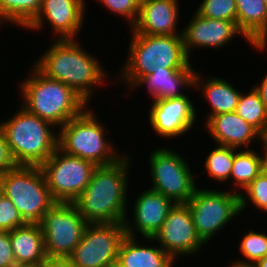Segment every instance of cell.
Here are the masks:
<instances>
[{"label":"cell","mask_w":267,"mask_h":267,"mask_svg":"<svg viewBox=\"0 0 267 267\" xmlns=\"http://www.w3.org/2000/svg\"><path fill=\"white\" fill-rule=\"evenodd\" d=\"M133 160L126 153L115 164L97 166L93 171L87 187L72 202L88 223H124L129 213V170Z\"/></svg>","instance_id":"cell-1"},{"label":"cell","mask_w":267,"mask_h":267,"mask_svg":"<svg viewBox=\"0 0 267 267\" xmlns=\"http://www.w3.org/2000/svg\"><path fill=\"white\" fill-rule=\"evenodd\" d=\"M53 40L33 65L46 77L73 88L90 104L96 97V87L110 82L111 78L107 80L109 73L96 55L77 42L78 39Z\"/></svg>","instance_id":"cell-2"},{"label":"cell","mask_w":267,"mask_h":267,"mask_svg":"<svg viewBox=\"0 0 267 267\" xmlns=\"http://www.w3.org/2000/svg\"><path fill=\"white\" fill-rule=\"evenodd\" d=\"M31 65L28 76L19 81L18 87L22 98L19 99V105L29 113L48 121L59 130L89 107V103L73 88L46 77Z\"/></svg>","instance_id":"cell-3"},{"label":"cell","mask_w":267,"mask_h":267,"mask_svg":"<svg viewBox=\"0 0 267 267\" xmlns=\"http://www.w3.org/2000/svg\"><path fill=\"white\" fill-rule=\"evenodd\" d=\"M17 111L0 122L13 160L16 165L41 166L58 147V129L21 105Z\"/></svg>","instance_id":"cell-4"},{"label":"cell","mask_w":267,"mask_h":267,"mask_svg":"<svg viewBox=\"0 0 267 267\" xmlns=\"http://www.w3.org/2000/svg\"><path fill=\"white\" fill-rule=\"evenodd\" d=\"M97 117L94 109L88 107L82 114L70 119L58 130V147L96 166L115 164L126 152L121 153L108 139L110 131Z\"/></svg>","instance_id":"cell-5"},{"label":"cell","mask_w":267,"mask_h":267,"mask_svg":"<svg viewBox=\"0 0 267 267\" xmlns=\"http://www.w3.org/2000/svg\"><path fill=\"white\" fill-rule=\"evenodd\" d=\"M0 189L27 223H39L56 203L40 166L17 165L7 170L0 175Z\"/></svg>","instance_id":"cell-6"},{"label":"cell","mask_w":267,"mask_h":267,"mask_svg":"<svg viewBox=\"0 0 267 267\" xmlns=\"http://www.w3.org/2000/svg\"><path fill=\"white\" fill-rule=\"evenodd\" d=\"M208 188L200 185L187 203L196 234L205 245L241 214L240 194L233 192V187L231 191Z\"/></svg>","instance_id":"cell-7"},{"label":"cell","mask_w":267,"mask_h":267,"mask_svg":"<svg viewBox=\"0 0 267 267\" xmlns=\"http://www.w3.org/2000/svg\"><path fill=\"white\" fill-rule=\"evenodd\" d=\"M160 147L148 155L150 189L171 199L175 204L188 203L199 187L198 178L188 161L175 149ZM192 170V171H191Z\"/></svg>","instance_id":"cell-8"},{"label":"cell","mask_w":267,"mask_h":267,"mask_svg":"<svg viewBox=\"0 0 267 267\" xmlns=\"http://www.w3.org/2000/svg\"><path fill=\"white\" fill-rule=\"evenodd\" d=\"M40 168L53 199L72 203L87 187L97 166L57 147Z\"/></svg>","instance_id":"cell-9"},{"label":"cell","mask_w":267,"mask_h":267,"mask_svg":"<svg viewBox=\"0 0 267 267\" xmlns=\"http://www.w3.org/2000/svg\"><path fill=\"white\" fill-rule=\"evenodd\" d=\"M38 224L47 257L68 258L80 243L88 222L73 203L56 202Z\"/></svg>","instance_id":"cell-10"},{"label":"cell","mask_w":267,"mask_h":267,"mask_svg":"<svg viewBox=\"0 0 267 267\" xmlns=\"http://www.w3.org/2000/svg\"><path fill=\"white\" fill-rule=\"evenodd\" d=\"M125 236L124 223H88L80 243L68 258L75 267H107L117 262Z\"/></svg>","instance_id":"cell-11"},{"label":"cell","mask_w":267,"mask_h":267,"mask_svg":"<svg viewBox=\"0 0 267 267\" xmlns=\"http://www.w3.org/2000/svg\"><path fill=\"white\" fill-rule=\"evenodd\" d=\"M155 242L176 260L192 256L205 248L196 234L193 218L187 203H177L169 211L166 220L153 237ZM182 256V257H181Z\"/></svg>","instance_id":"cell-12"},{"label":"cell","mask_w":267,"mask_h":267,"mask_svg":"<svg viewBox=\"0 0 267 267\" xmlns=\"http://www.w3.org/2000/svg\"><path fill=\"white\" fill-rule=\"evenodd\" d=\"M86 5L85 0H42L38 14L24 30L39 33L47 23L55 39H77L86 21Z\"/></svg>","instance_id":"cell-13"},{"label":"cell","mask_w":267,"mask_h":267,"mask_svg":"<svg viewBox=\"0 0 267 267\" xmlns=\"http://www.w3.org/2000/svg\"><path fill=\"white\" fill-rule=\"evenodd\" d=\"M189 94L174 99H154L150 102V110L147 111L148 124L159 138H185L186 133L192 131V128L195 129V126L197 128L198 108H195L194 100H191Z\"/></svg>","instance_id":"cell-14"},{"label":"cell","mask_w":267,"mask_h":267,"mask_svg":"<svg viewBox=\"0 0 267 267\" xmlns=\"http://www.w3.org/2000/svg\"><path fill=\"white\" fill-rule=\"evenodd\" d=\"M190 21L182 28V38L186 54L192 59L196 49H214L222 50L224 46L233 41L234 38H244L251 48L255 46L245 37V35L237 28V25L232 21L215 20L200 16L196 12L192 13ZM238 36V37H236Z\"/></svg>","instance_id":"cell-15"},{"label":"cell","mask_w":267,"mask_h":267,"mask_svg":"<svg viewBox=\"0 0 267 267\" xmlns=\"http://www.w3.org/2000/svg\"><path fill=\"white\" fill-rule=\"evenodd\" d=\"M132 219L126 216L124 225L126 235L140 238H153L159 231L175 203L150 188L142 190L133 201ZM139 233V234H138ZM137 234V235H136Z\"/></svg>","instance_id":"cell-16"},{"label":"cell","mask_w":267,"mask_h":267,"mask_svg":"<svg viewBox=\"0 0 267 267\" xmlns=\"http://www.w3.org/2000/svg\"><path fill=\"white\" fill-rule=\"evenodd\" d=\"M203 125L216 145L250 149L253 142L257 141L259 147L266 142V138L235 111L210 117Z\"/></svg>","instance_id":"cell-17"},{"label":"cell","mask_w":267,"mask_h":267,"mask_svg":"<svg viewBox=\"0 0 267 267\" xmlns=\"http://www.w3.org/2000/svg\"><path fill=\"white\" fill-rule=\"evenodd\" d=\"M180 0H144L140 3L139 16L129 29L145 35H182L178 29ZM180 7V8H179ZM181 30V31H180Z\"/></svg>","instance_id":"cell-18"},{"label":"cell","mask_w":267,"mask_h":267,"mask_svg":"<svg viewBox=\"0 0 267 267\" xmlns=\"http://www.w3.org/2000/svg\"><path fill=\"white\" fill-rule=\"evenodd\" d=\"M196 69H168L155 67L149 74L142 77L131 89L128 95L134 90L142 87L147 89L151 100H166L182 97L187 93L184 90H194V77ZM182 91V92H181Z\"/></svg>","instance_id":"cell-19"},{"label":"cell","mask_w":267,"mask_h":267,"mask_svg":"<svg viewBox=\"0 0 267 267\" xmlns=\"http://www.w3.org/2000/svg\"><path fill=\"white\" fill-rule=\"evenodd\" d=\"M130 43L125 63L120 67L119 75L113 77L116 81L124 83L130 89L146 74H149L153 65L152 35L138 34L130 30Z\"/></svg>","instance_id":"cell-20"},{"label":"cell","mask_w":267,"mask_h":267,"mask_svg":"<svg viewBox=\"0 0 267 267\" xmlns=\"http://www.w3.org/2000/svg\"><path fill=\"white\" fill-rule=\"evenodd\" d=\"M218 76H208V78L196 71L194 77V92H198L205 98L210 106L209 112L205 115L203 124L215 115L236 111L237 104L242 91L236 85ZM234 85V86H233ZM197 90V91H196Z\"/></svg>","instance_id":"cell-21"},{"label":"cell","mask_w":267,"mask_h":267,"mask_svg":"<svg viewBox=\"0 0 267 267\" xmlns=\"http://www.w3.org/2000/svg\"><path fill=\"white\" fill-rule=\"evenodd\" d=\"M138 239L140 237L126 235L122 240L117 256V263L121 267H173L177 263V260L167 254L153 238H142L141 241L145 244ZM146 243L156 245L150 246Z\"/></svg>","instance_id":"cell-22"},{"label":"cell","mask_w":267,"mask_h":267,"mask_svg":"<svg viewBox=\"0 0 267 267\" xmlns=\"http://www.w3.org/2000/svg\"><path fill=\"white\" fill-rule=\"evenodd\" d=\"M237 28L255 46L267 48V8L264 0H235Z\"/></svg>","instance_id":"cell-23"},{"label":"cell","mask_w":267,"mask_h":267,"mask_svg":"<svg viewBox=\"0 0 267 267\" xmlns=\"http://www.w3.org/2000/svg\"><path fill=\"white\" fill-rule=\"evenodd\" d=\"M16 263L42 264L47 258L44 236L38 223H27L10 231Z\"/></svg>","instance_id":"cell-24"},{"label":"cell","mask_w":267,"mask_h":267,"mask_svg":"<svg viewBox=\"0 0 267 267\" xmlns=\"http://www.w3.org/2000/svg\"><path fill=\"white\" fill-rule=\"evenodd\" d=\"M153 65L168 69H190L182 35H152Z\"/></svg>","instance_id":"cell-25"},{"label":"cell","mask_w":267,"mask_h":267,"mask_svg":"<svg viewBox=\"0 0 267 267\" xmlns=\"http://www.w3.org/2000/svg\"><path fill=\"white\" fill-rule=\"evenodd\" d=\"M259 154L254 149L234 148V160L230 174V184H234L235 193L241 194L264 169V145ZM239 190H238V189Z\"/></svg>","instance_id":"cell-26"},{"label":"cell","mask_w":267,"mask_h":267,"mask_svg":"<svg viewBox=\"0 0 267 267\" xmlns=\"http://www.w3.org/2000/svg\"><path fill=\"white\" fill-rule=\"evenodd\" d=\"M42 0H0V25L25 28L38 14Z\"/></svg>","instance_id":"cell-27"},{"label":"cell","mask_w":267,"mask_h":267,"mask_svg":"<svg viewBox=\"0 0 267 267\" xmlns=\"http://www.w3.org/2000/svg\"><path fill=\"white\" fill-rule=\"evenodd\" d=\"M235 112L267 138V111L253 87L241 92Z\"/></svg>","instance_id":"cell-28"},{"label":"cell","mask_w":267,"mask_h":267,"mask_svg":"<svg viewBox=\"0 0 267 267\" xmlns=\"http://www.w3.org/2000/svg\"><path fill=\"white\" fill-rule=\"evenodd\" d=\"M204 172L211 179L221 184H229L232 164L234 160V147L217 145L208 152L204 158Z\"/></svg>","instance_id":"cell-29"},{"label":"cell","mask_w":267,"mask_h":267,"mask_svg":"<svg viewBox=\"0 0 267 267\" xmlns=\"http://www.w3.org/2000/svg\"><path fill=\"white\" fill-rule=\"evenodd\" d=\"M246 231L242 233L239 239L238 252L244 259H235L227 265H255L260 259L267 255V233L256 230ZM244 235V236H243Z\"/></svg>","instance_id":"cell-30"},{"label":"cell","mask_w":267,"mask_h":267,"mask_svg":"<svg viewBox=\"0 0 267 267\" xmlns=\"http://www.w3.org/2000/svg\"><path fill=\"white\" fill-rule=\"evenodd\" d=\"M248 204L262 212L261 214L267 213V171L265 169L240 194L241 213L246 212Z\"/></svg>","instance_id":"cell-31"},{"label":"cell","mask_w":267,"mask_h":267,"mask_svg":"<svg viewBox=\"0 0 267 267\" xmlns=\"http://www.w3.org/2000/svg\"><path fill=\"white\" fill-rule=\"evenodd\" d=\"M195 12L205 18L232 21L237 25L235 0H202Z\"/></svg>","instance_id":"cell-32"},{"label":"cell","mask_w":267,"mask_h":267,"mask_svg":"<svg viewBox=\"0 0 267 267\" xmlns=\"http://www.w3.org/2000/svg\"><path fill=\"white\" fill-rule=\"evenodd\" d=\"M102 3L111 14L120 15L126 20L125 24L131 28L139 16L140 2L137 0H97Z\"/></svg>","instance_id":"cell-33"},{"label":"cell","mask_w":267,"mask_h":267,"mask_svg":"<svg viewBox=\"0 0 267 267\" xmlns=\"http://www.w3.org/2000/svg\"><path fill=\"white\" fill-rule=\"evenodd\" d=\"M27 222L10 199L0 194V231H12Z\"/></svg>","instance_id":"cell-34"},{"label":"cell","mask_w":267,"mask_h":267,"mask_svg":"<svg viewBox=\"0 0 267 267\" xmlns=\"http://www.w3.org/2000/svg\"><path fill=\"white\" fill-rule=\"evenodd\" d=\"M15 263L10 231H0V267H12Z\"/></svg>","instance_id":"cell-35"},{"label":"cell","mask_w":267,"mask_h":267,"mask_svg":"<svg viewBox=\"0 0 267 267\" xmlns=\"http://www.w3.org/2000/svg\"><path fill=\"white\" fill-rule=\"evenodd\" d=\"M16 166L17 165L10 153L4 133L0 127V175Z\"/></svg>","instance_id":"cell-36"},{"label":"cell","mask_w":267,"mask_h":267,"mask_svg":"<svg viewBox=\"0 0 267 267\" xmlns=\"http://www.w3.org/2000/svg\"><path fill=\"white\" fill-rule=\"evenodd\" d=\"M42 267H75L69 258L47 257Z\"/></svg>","instance_id":"cell-37"},{"label":"cell","mask_w":267,"mask_h":267,"mask_svg":"<svg viewBox=\"0 0 267 267\" xmlns=\"http://www.w3.org/2000/svg\"><path fill=\"white\" fill-rule=\"evenodd\" d=\"M253 88L258 93L267 111V71L265 76H262L261 81L253 85Z\"/></svg>","instance_id":"cell-38"},{"label":"cell","mask_w":267,"mask_h":267,"mask_svg":"<svg viewBox=\"0 0 267 267\" xmlns=\"http://www.w3.org/2000/svg\"><path fill=\"white\" fill-rule=\"evenodd\" d=\"M12 267H42V264H34V263H15Z\"/></svg>","instance_id":"cell-39"},{"label":"cell","mask_w":267,"mask_h":267,"mask_svg":"<svg viewBox=\"0 0 267 267\" xmlns=\"http://www.w3.org/2000/svg\"><path fill=\"white\" fill-rule=\"evenodd\" d=\"M254 267H267V255L260 259L255 265H253Z\"/></svg>","instance_id":"cell-40"},{"label":"cell","mask_w":267,"mask_h":267,"mask_svg":"<svg viewBox=\"0 0 267 267\" xmlns=\"http://www.w3.org/2000/svg\"><path fill=\"white\" fill-rule=\"evenodd\" d=\"M264 169L267 171V142L264 143Z\"/></svg>","instance_id":"cell-41"},{"label":"cell","mask_w":267,"mask_h":267,"mask_svg":"<svg viewBox=\"0 0 267 267\" xmlns=\"http://www.w3.org/2000/svg\"><path fill=\"white\" fill-rule=\"evenodd\" d=\"M227 267H254L253 265H228Z\"/></svg>","instance_id":"cell-42"},{"label":"cell","mask_w":267,"mask_h":267,"mask_svg":"<svg viewBox=\"0 0 267 267\" xmlns=\"http://www.w3.org/2000/svg\"><path fill=\"white\" fill-rule=\"evenodd\" d=\"M259 53L263 51H266L265 53H267V48H255ZM267 56V55H266Z\"/></svg>","instance_id":"cell-43"},{"label":"cell","mask_w":267,"mask_h":267,"mask_svg":"<svg viewBox=\"0 0 267 267\" xmlns=\"http://www.w3.org/2000/svg\"><path fill=\"white\" fill-rule=\"evenodd\" d=\"M107 267H121L117 262L110 264Z\"/></svg>","instance_id":"cell-44"}]
</instances>
